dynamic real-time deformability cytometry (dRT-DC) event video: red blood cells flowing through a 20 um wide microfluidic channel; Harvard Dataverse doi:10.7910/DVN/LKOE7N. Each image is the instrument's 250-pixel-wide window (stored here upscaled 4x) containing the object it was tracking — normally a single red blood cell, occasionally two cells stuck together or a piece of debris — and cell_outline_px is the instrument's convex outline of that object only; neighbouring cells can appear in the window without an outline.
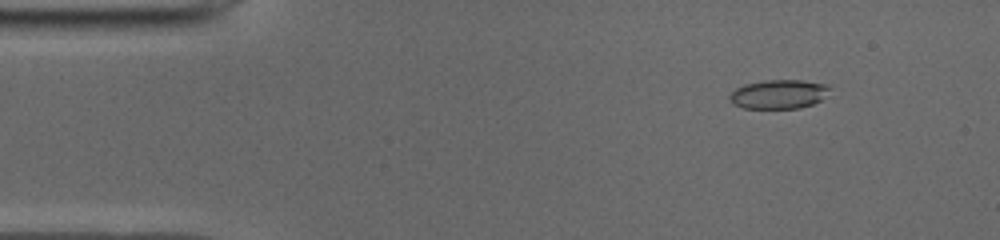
{"species": "common noctule bat (a hibernating species)", "species_latin": "Nyctalus noctula", "temperature_condition": "cold", "stored_images_in_passage": 51, "camera_frame_rate_fps": 3000, "um_per_image_px": 0.085, "animal": {"sex": "male", "body_mass_g": 19.0, "forearm_length_mm": 50.8}, "frame": {"image": 1, "passage_image": 6, "time_ms": 1.667, "image_size_px": [1000, 240], "cell_outline_px": [[832, 88], [820, 100], [812, 104], [800, 108], [744, 108], [732, 104], [728, 100], [728, 96], [736, 88], [744, 84], [764, 80], [804, 80], [828, 84]], "centroid_in_image_um": [66.18, 8.0], "position_along_channel_um": 18.8, "area_um2": 17.11}}
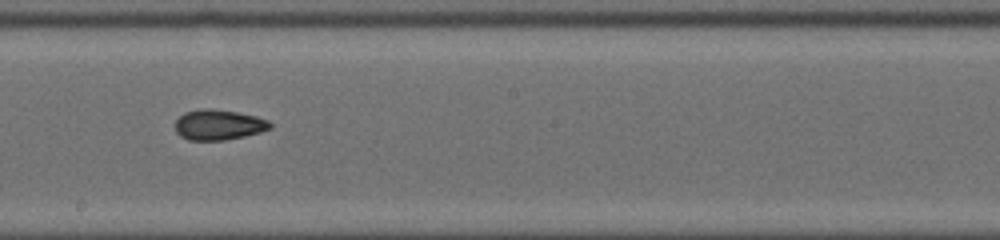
{"frame": {"image": 2, "passage_image": 28, "time_ms": 9.0, "image_size_px": [1000, 240], "cell_outline_px": [[272, 128], [260, 132], [244, 136], [224, 140], [188, 140], [180, 136], [176, 132], [176, 120], [184, 112], [204, 108], [208, 108], [236, 112], [256, 116], [268, 120], [272, 124]], "centroid_in_image_um": [18.58, 10.61], "position_along_channel_um": 229.6, "area_um2": 16.76}}
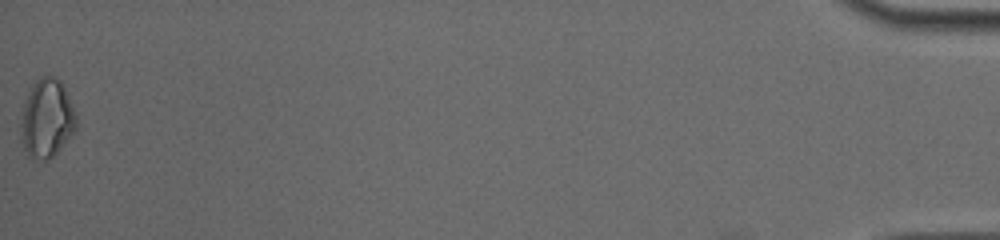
{"frame": {"image": 3, "passage_image": 51, "time_ms": 16.667, "image_size_px": [1000, 240], "cell_outline_px": [[76, 128], [60, 148], [48, 160], [32, 160], [28, 156], [20, 140], [20, 124], [24, 104], [36, 80], [40, 76], [56, 76], [60, 80], [72, 104], [76, 116]], "centroid_in_image_um": [3.96, 10.1], "position_along_channel_um": 431.2, "area_um2": 25.2}, "authors_computed_cell_mechanics": {"area_um2": 17.1088, "velocity_mm_per_s": 3.9545, "shape_relaxation_time_tau1_ms": 6.5907, "shape_relaxation_time_tau2_ms": 2.1035, "deformation_change_tau1": 0.1663, "deformation_change_tau2": 0.0677}}